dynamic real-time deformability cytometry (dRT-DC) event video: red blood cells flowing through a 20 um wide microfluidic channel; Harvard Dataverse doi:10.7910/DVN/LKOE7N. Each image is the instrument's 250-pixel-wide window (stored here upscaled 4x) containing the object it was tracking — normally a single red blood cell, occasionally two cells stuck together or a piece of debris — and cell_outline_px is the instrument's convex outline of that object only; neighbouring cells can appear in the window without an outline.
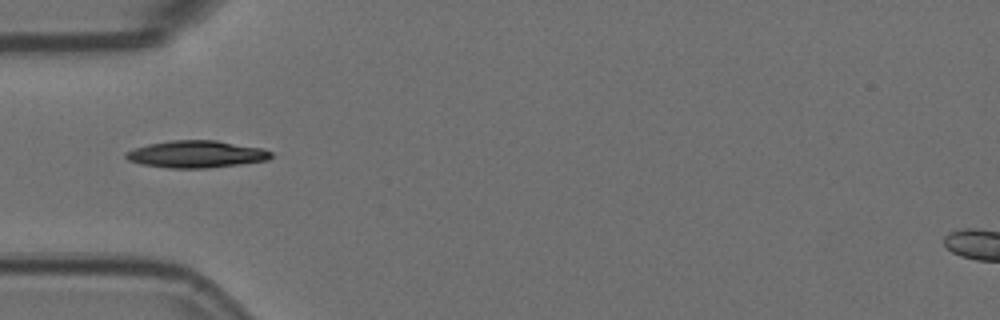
{"species": "Egyptian fruit bat (a non-hibernating species)", "species_latin": "Rousettus aegyptiacus", "temperature_condition": "room temperature", "stored_images_in_passage": 1, "camera_frame_rate_fps": 3000, "um_per_image_px": 0.085, "animal": {"sex": "female"}, "frame": {"image": 1, "passage_image": 1, "time_ms": 0.0, "image_size_px": [1000, 320], "cell_outline_px": [[272, 156], [268, 160], [240, 164], [208, 168], [168, 168], [140, 164], [128, 160], [124, 156], [124, 152], [148, 144], [172, 140], [216, 140], [264, 148], [272, 152]], "centroid_in_image_um": [16.69, 13.1], "position_along_channel_um": 68.3, "area_um2": 23.06}}